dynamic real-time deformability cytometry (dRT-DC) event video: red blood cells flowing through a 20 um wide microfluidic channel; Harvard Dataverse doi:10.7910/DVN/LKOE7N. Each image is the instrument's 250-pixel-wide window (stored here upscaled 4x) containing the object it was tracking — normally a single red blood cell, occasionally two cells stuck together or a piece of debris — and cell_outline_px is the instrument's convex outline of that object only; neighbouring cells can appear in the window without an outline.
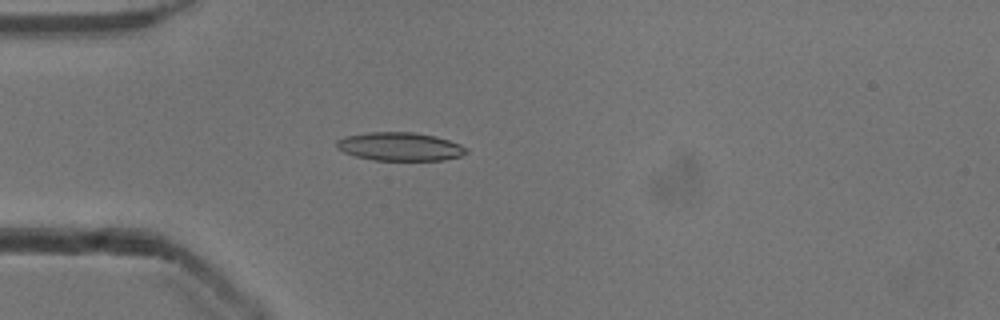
{"species": "common noctule bat (a hibernating species)", "species_latin": "Nyctalus noctula", "temperature_condition": "cold", "stored_images_in_passage": 46, "camera_frame_rate_fps": 3000, "um_per_image_px": 0.085, "animal": {"sex": "male", "body_mass_g": 13.3}, "frame": {"image": 1, "passage_image": 8, "time_ms": 2.333, "image_size_px": [1000, 320], "cell_outline_px": [[468, 152], [460, 156], [444, 160], [372, 160], [356, 156], [344, 152], [336, 148], [336, 140], [344, 136], [368, 132], [412, 132], [436, 136], [460, 144], [468, 148]], "centroid_in_image_um": [33.98, 12.45], "position_along_channel_um": 51.0, "area_um2": 21.56}}
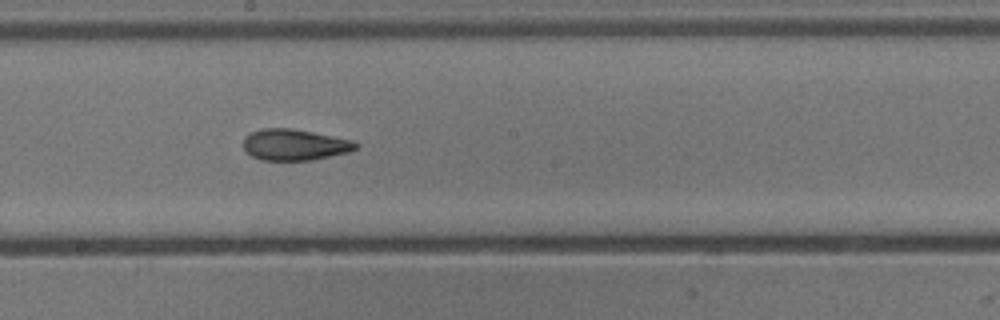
{"frame": {"image": 2, "passage_image": 22, "time_ms": 7.0, "image_size_px": [1000, 320], "cell_outline_px": [[360, 144], [356, 148], [348, 152], [312, 160], [260, 160], [252, 156], [244, 148], [244, 136], [260, 128], [288, 128], [312, 132], [352, 140]], "centroid_in_image_um": [25.03, 12.3], "position_along_channel_um": 223.2, "area_um2": 20.29}}
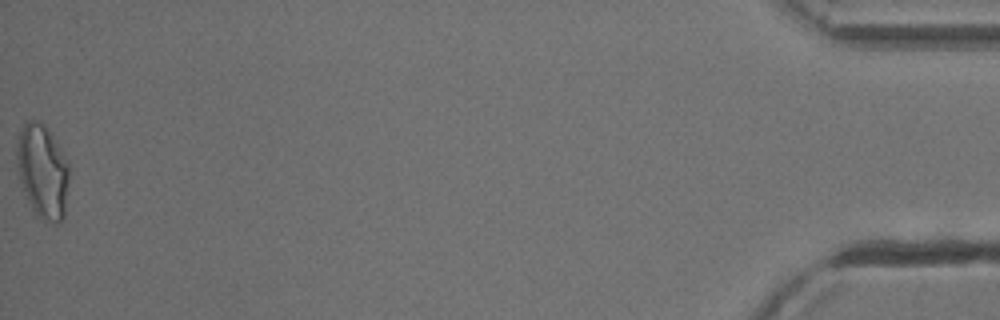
{"frame": {"image": 3, "passage_image": 46, "time_ms": 15.0, "image_size_px": [1000, 320], "cell_outline_px": [[68, 180], [64, 216], [56, 224], [52, 224], [36, 216], [32, 212], [20, 180], [16, 160], [16, 144], [20, 132], [24, 124], [28, 120], [36, 120], [44, 124], [68, 160]], "centroid_in_image_um": [3.6, 14.58], "position_along_channel_um": 431.6, "area_um2": 28.61}, "authors_computed_cell_mechanics": {"area_um2": 20.8369, "velocity_mm_per_s": 3.9058, "shape_relaxation_time_tau1_ms": 5.208, "shape_relaxation_time_tau2_ms": 2.1903, "deformation_change_tau1": 0.1578, "deformation_change_tau2": 0.0842}}